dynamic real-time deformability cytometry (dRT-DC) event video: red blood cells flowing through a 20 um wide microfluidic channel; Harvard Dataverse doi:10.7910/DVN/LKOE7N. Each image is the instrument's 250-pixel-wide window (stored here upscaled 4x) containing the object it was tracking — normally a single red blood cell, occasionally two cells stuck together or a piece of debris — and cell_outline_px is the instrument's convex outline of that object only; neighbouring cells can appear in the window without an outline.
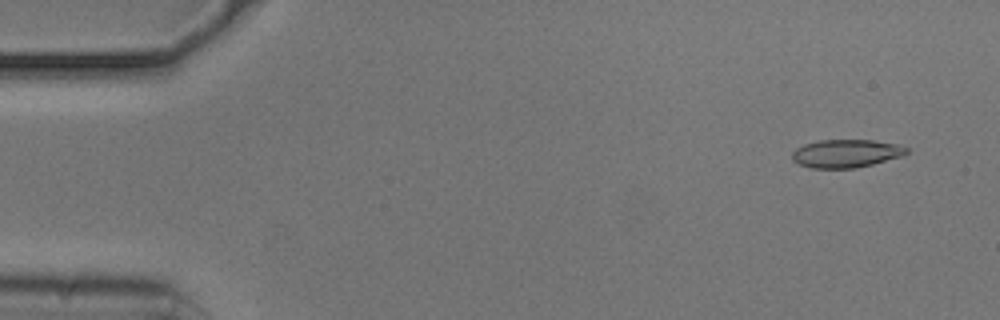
{"species": "common noctule bat (a hibernating species)", "species_latin": "Nyctalus noctula", "temperature_condition": "cold", "stored_images_in_passage": 12, "camera_frame_rate_fps": 3000, "um_per_image_px": 0.085, "animal": {"sex": "male", "body_mass_g": 20.5, "forearm_length_mm": 52.5}, "frame": {"image": 1, "passage_image": 4, "time_ms": 1.0, "image_size_px": [1000, 320], "cell_outline_px": [[908, 152], [904, 156], [856, 168], [812, 168], [800, 164], [792, 160], [792, 152], [796, 148], [804, 144], [820, 140], [872, 140], [900, 144], [908, 148]], "centroid_in_image_um": [71.95, 13.04], "position_along_channel_um": 13.1, "area_um2": 18.84}}